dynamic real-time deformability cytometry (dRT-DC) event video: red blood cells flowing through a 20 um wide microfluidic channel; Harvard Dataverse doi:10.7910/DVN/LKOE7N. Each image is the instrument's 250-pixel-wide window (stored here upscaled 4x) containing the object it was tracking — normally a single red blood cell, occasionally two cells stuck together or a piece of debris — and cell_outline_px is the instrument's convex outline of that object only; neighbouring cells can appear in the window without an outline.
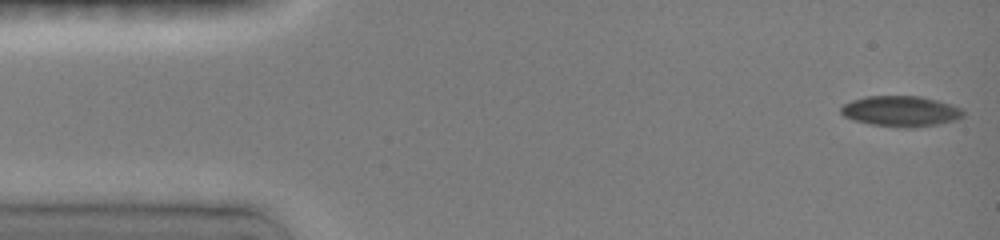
{"species": "common noctule bat (a hibernating species)", "species_latin": "Nyctalus noctula", "temperature_condition": "room temperature", "stored_images_in_passage": 28, "camera_frame_rate_fps": 3000, "um_per_image_px": 0.085, "animal": {"sex": "female", "body_mass_g": 19.0, "forearm_length_mm": 51.5}, "frame": {"image": 1, "passage_image": 1, "time_ms": 0.0, "image_size_px": [1000, 240], "cell_outline_px": [[964, 116], [956, 120], [936, 124], [912, 128], [908, 128], [872, 124], [856, 120], [844, 116], [840, 112], [840, 108], [844, 104], [852, 100], [864, 96], [920, 96], [952, 104], [960, 108], [964, 112]], "centroid_in_image_um": [76.58, 9.44], "position_along_channel_um": 8.4, "area_um2": 21.68}}
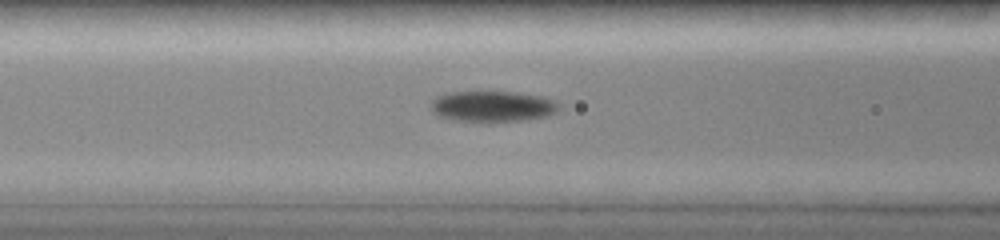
{"frame": {"image": 2, "passage_image": 16, "time_ms": 5.667, "image_size_px": [1000, 240], "cell_outline_px": [[560, 108], [556, 112], [548, 116], [520, 120], [488, 124], [452, 120], [436, 116], [432, 112], [432, 100], [440, 96], [452, 92], [512, 92], [536, 96], [560, 104]], "centroid_in_image_um": [41.81, 9.09], "position_along_channel_um": 124.8, "area_um2": 23.18}}
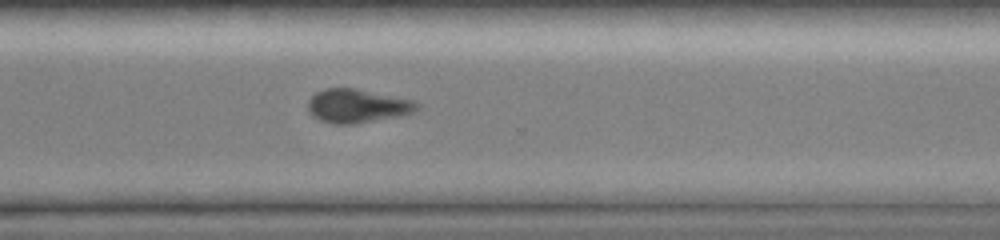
{"frame": {"image": 3, "passage_image": 28, "time_ms": 11.0, "image_size_px": [1000, 240], "cell_outline_px": [[420, 108], [412, 112], [400, 116], [352, 124], [336, 124], [320, 120], [312, 116], [308, 112], [308, 100], [316, 92], [324, 88], [356, 88], [412, 100], [420, 104]], "centroid_in_image_um": [30.35, 9.0], "position_along_channel_um": 340.3, "area_um2": 21.39}}